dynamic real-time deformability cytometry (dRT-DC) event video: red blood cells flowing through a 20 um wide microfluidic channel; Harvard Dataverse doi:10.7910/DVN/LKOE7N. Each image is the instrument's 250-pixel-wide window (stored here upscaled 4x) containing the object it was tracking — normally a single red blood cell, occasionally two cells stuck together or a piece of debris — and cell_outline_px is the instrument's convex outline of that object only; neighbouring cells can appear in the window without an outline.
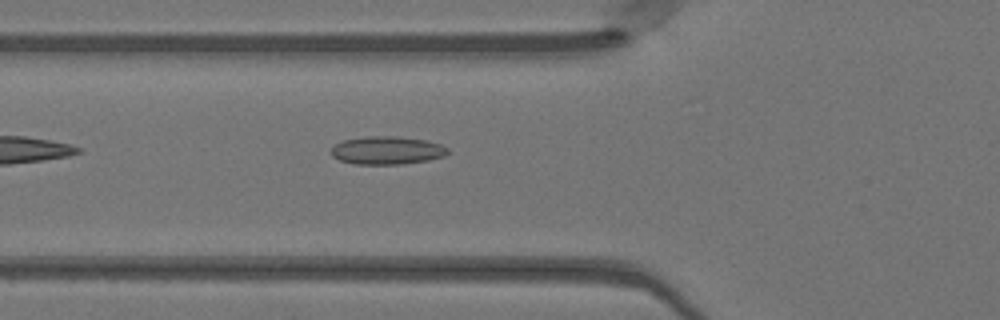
{"species": "Egyptian fruit bat (a non-hibernating species)", "species_latin": "Rousettus aegyptiacus", "temperature_condition": "warm", "stored_images_in_passage": 34, "camera_frame_rate_fps": 3000, "um_per_image_px": 0.085, "animal": {"sex": "female"}, "frame": {"image": 1, "passage_image": 3, "time_ms": 0.667, "image_size_px": [1000, 320], "cell_outline_px": [[448, 152], [444, 156], [428, 160], [404, 164], [352, 164], [340, 160], [332, 156], [328, 152], [336, 144], [344, 140], [368, 136], [396, 136], [428, 140], [440, 144], [448, 148]], "centroid_in_image_um": [32.89, 12.78], "position_along_channel_um": 92.9, "area_um2": 19.19}}
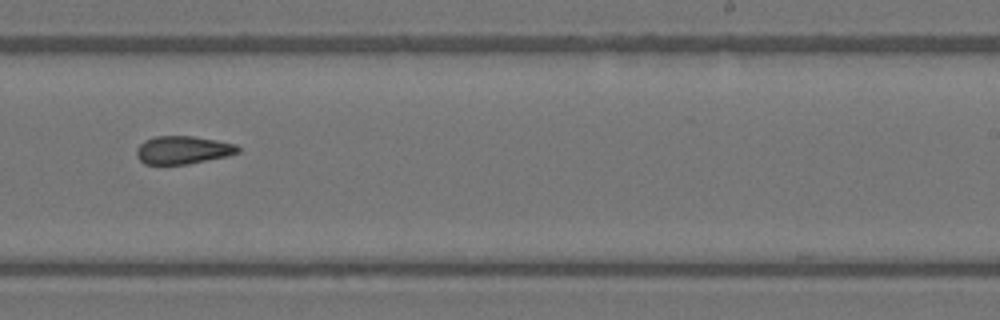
{"frame": {"image": 2, "passage_image": 16, "time_ms": 5.0, "image_size_px": [1000, 320], "cell_outline_px": [[240, 152], [228, 156], [188, 164], [144, 164], [136, 156], [136, 148], [144, 140], [156, 136], [192, 136], [216, 140], [236, 144], [240, 148]], "centroid_in_image_um": [15.54, 12.75], "position_along_channel_um": 273.5, "area_um2": 16.65}}
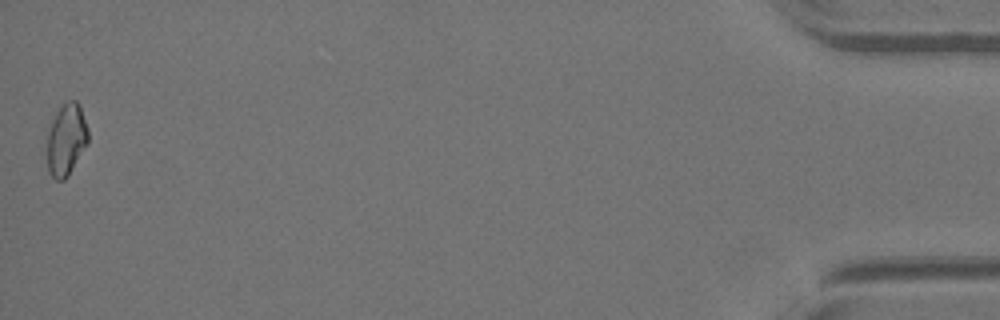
{"frame": {"image": 3, "passage_image": 34, "time_ms": 11.0, "image_size_px": [1000, 320], "cell_outline_px": [[88, 144], [68, 176], [64, 180], [56, 180], [48, 172], [48, 128], [60, 104], [64, 100], [76, 100], [80, 104], [88, 128]], "centroid_in_image_um": [5.65, 11.82], "position_along_channel_um": 429.6, "area_um2": 17.51}, "authors_computed_cell_mechanics": {"area_um2": 17.051, "velocity_mm_per_s": 4.1685, "shape_relaxation_time_tau1_ms": null, "shape_relaxation_time_tau2_ms": 2.4118, "deformation_change_tau1": null, "deformation_change_tau2": 0.0979}}